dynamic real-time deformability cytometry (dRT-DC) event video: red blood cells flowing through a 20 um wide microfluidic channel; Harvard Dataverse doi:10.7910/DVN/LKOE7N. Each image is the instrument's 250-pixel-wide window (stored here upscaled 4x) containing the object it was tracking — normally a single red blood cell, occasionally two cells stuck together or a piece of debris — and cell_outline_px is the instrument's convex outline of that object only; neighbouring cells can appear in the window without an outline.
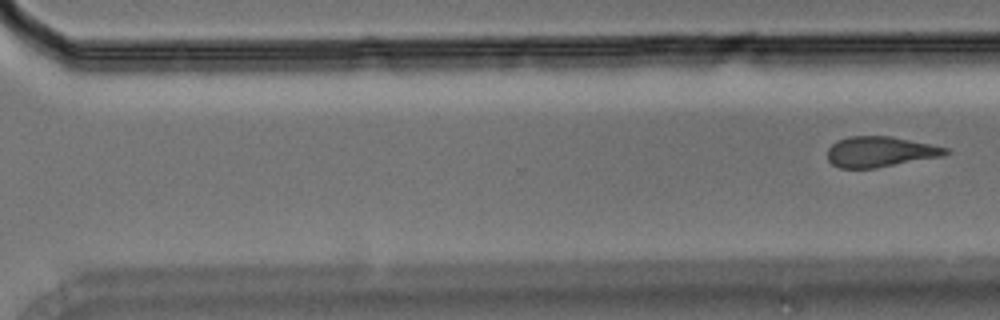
{"species": "Egyptian fruit bat (a non-hibernating species)", "species_latin": "Rousettus aegyptiacus", "temperature_condition": "room temperature", "stored_images_in_passage": 20, "segment_of_instrument_passage": [2, 2], "camera_frame_rate_fps": 3000, "um_per_image_px": 0.085, "animal": {"sex": "male"}, "frame": {"image": 1, "passage_image": 20, "time_ms": 6.333, "image_size_px": [1000, 320], "cell_outline_px": [[952, 152], [940, 156], [876, 168], [840, 168], [832, 164], [828, 160], [828, 148], [836, 140], [848, 136], [892, 136], [932, 144], [948, 148]], "centroid_in_image_um": [74.8, 12.89], "position_along_channel_um": 295.8, "area_um2": 21.04}}